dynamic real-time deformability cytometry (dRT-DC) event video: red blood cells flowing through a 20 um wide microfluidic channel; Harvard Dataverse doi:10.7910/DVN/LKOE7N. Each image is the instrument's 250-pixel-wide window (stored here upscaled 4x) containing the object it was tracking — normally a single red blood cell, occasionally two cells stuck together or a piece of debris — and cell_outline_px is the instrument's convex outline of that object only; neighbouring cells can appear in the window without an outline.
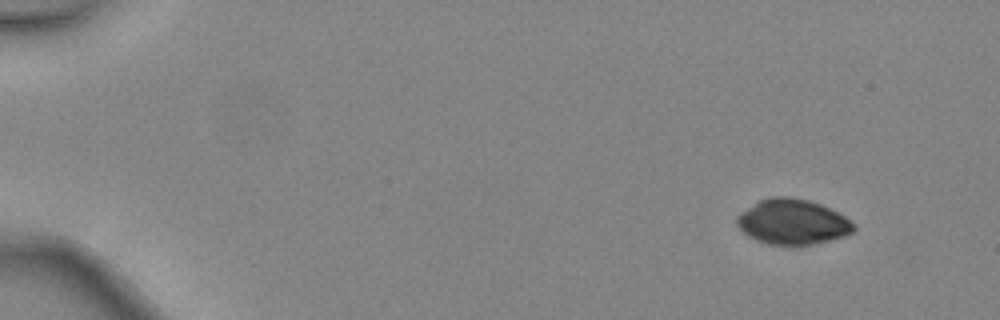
{"species": "common noctule bat (a hibernating species)", "species_latin": "Nyctalus noctula", "temperature_condition": "warm", "stored_images_in_passage": 4, "camera_frame_rate_fps": 3000, "um_per_image_px": 0.085, "animal": {"sex": "female", "body_mass_g": 24.6, "forearm_length_mm": 56.2}, "frame": {"image": 1, "passage_image": 1, "time_ms": 0.0, "image_size_px": [1000, 320], "cell_outline_px": [[856, 228], [852, 232], [844, 236], [812, 244], [792, 248], [788, 248], [768, 244], [756, 240], [748, 236], [736, 224], [736, 216], [740, 212], [760, 200], [768, 196], [788, 196], [808, 200], [820, 204], [844, 216], [856, 224]], "centroid_in_image_um": [67.34, 18.89], "position_along_channel_um": 17.7, "area_um2": 31.27}}